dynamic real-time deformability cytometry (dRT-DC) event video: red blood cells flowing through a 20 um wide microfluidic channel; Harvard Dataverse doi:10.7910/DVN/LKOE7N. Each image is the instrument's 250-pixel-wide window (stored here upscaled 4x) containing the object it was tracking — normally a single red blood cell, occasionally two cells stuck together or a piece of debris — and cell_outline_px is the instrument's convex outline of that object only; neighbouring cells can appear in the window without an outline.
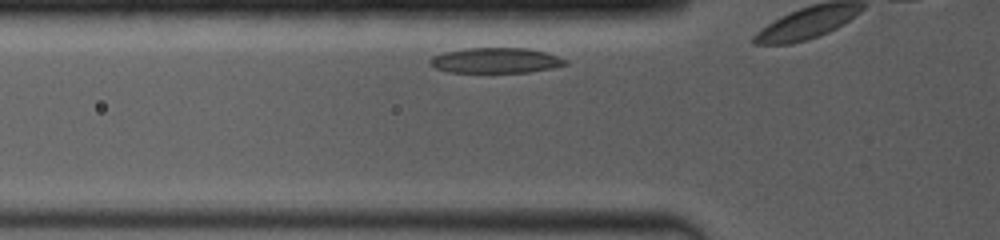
{"species": "common noctule bat (a hibernating species)", "species_latin": "Nyctalus noctula", "temperature_condition": "room temperature", "stored_images_in_passage": 5, "camera_frame_rate_fps": 4000, "um_per_image_px": 0.085, "animal": {"sex": "female", "body_mass_g": 19.0, "forearm_length_mm": 53.3}, "frame": {"image": 1, "passage_image": 2, "time_ms": 0.75, "image_size_px": [1000, 240], "cell_outline_px": [[568, 64], [552, 68], [528, 72], [448, 72], [436, 68], [428, 60], [432, 56], [444, 52], [464, 48], [528, 48], [544, 52], [568, 60]], "centroid_in_image_um": [42.13, 5.13], "position_along_channel_um": 83.7, "area_um2": 19.88}}